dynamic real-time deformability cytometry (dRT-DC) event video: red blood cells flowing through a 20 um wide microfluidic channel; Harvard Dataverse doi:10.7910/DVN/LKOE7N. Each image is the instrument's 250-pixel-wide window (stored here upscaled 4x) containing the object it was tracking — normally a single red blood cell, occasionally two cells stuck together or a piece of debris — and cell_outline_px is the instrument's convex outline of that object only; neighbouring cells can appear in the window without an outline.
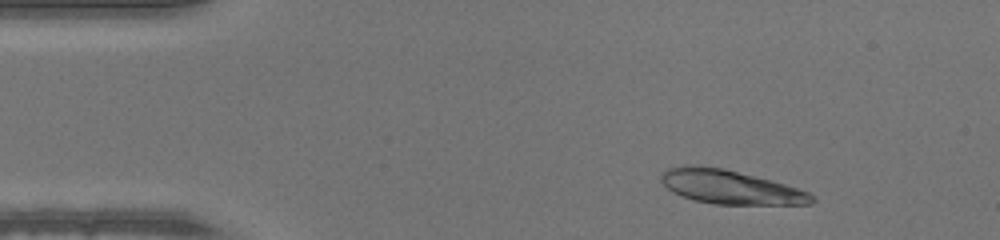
{"species": "human", "species_latin": "Homo sapiens", "temperature_condition": "warm", "stored_images_in_passage": 47, "camera_frame_rate_fps": 3000, "um_per_image_px": 0.085, "donor": {"sex": "male"}, "frame": {"image": 1, "passage_image": 5, "time_ms": 1.333, "image_size_px": [1000, 240], "cell_outline_px": [[816, 200], [812, 204], [716, 204], [696, 200], [672, 192], [660, 180], [660, 176], [668, 168], [684, 164], [696, 164], [724, 168], [772, 180], [808, 192]], "centroid_in_image_um": [62.04, 15.87], "position_along_channel_um": 23.0, "area_um2": 29.65}}
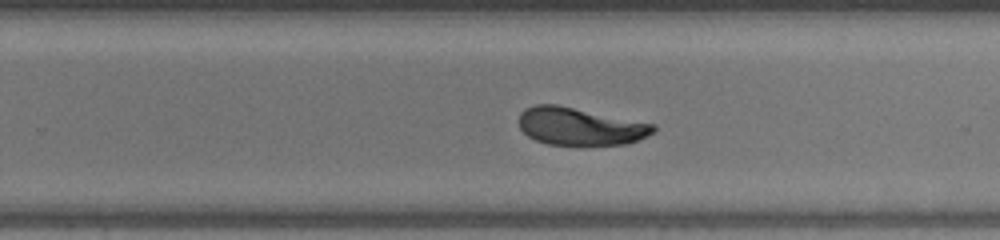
{"frame": {"image": 2, "passage_image": 29, "time_ms": 9.333, "image_size_px": [1000, 240], "cell_outline_px": [[656, 128], [648, 136], [628, 144], [580, 148], [548, 144], [536, 140], [528, 136], [520, 128], [520, 112], [524, 108], [536, 104], [556, 104], [656, 124]], "centroid_in_image_um": [49.32, 10.79], "position_along_channel_um": 280.5, "area_um2": 30.4}}
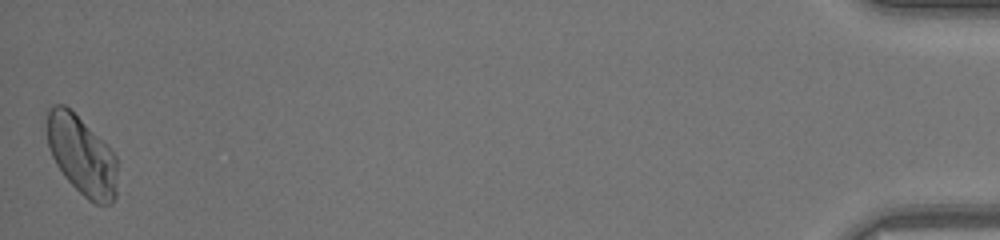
{"frame": {"image": 3, "passage_image": 47, "time_ms": 15.333, "image_size_px": [1000, 240], "cell_outline_px": [[116, 196], [112, 204], [96, 204], [88, 200], [64, 176], [56, 164], [52, 156], [48, 144], [48, 108], [52, 104], [64, 104], [116, 156]], "centroid_in_image_um": [6.94, 13.26], "position_along_channel_um": 428.3, "area_um2": 31.5}}